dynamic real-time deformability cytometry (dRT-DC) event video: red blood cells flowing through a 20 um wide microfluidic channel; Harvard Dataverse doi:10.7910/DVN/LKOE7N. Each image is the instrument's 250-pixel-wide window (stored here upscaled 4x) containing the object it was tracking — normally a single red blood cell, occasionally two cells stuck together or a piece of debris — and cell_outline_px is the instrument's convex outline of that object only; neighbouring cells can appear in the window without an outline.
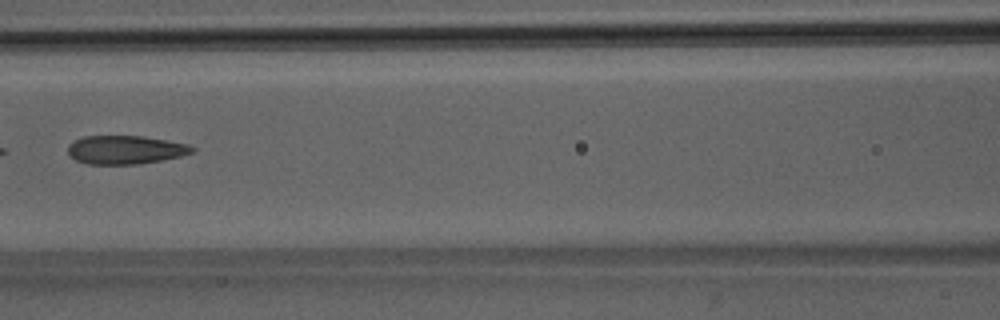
{"species": "Egyptian fruit bat (a non-hibernating species)", "species_latin": "Rousettus aegyptiacus", "temperature_condition": "room temperature", "stored_images_in_passage": 6, "camera_frame_rate_fps": 3000, "um_per_image_px": 0.085, "animal": {"sex": "male"}, "frame": {"image": 1, "passage_image": 6, "time_ms": 5.667, "image_size_px": [1000, 320], "cell_outline_px": [[196, 148], [192, 152], [180, 156], [140, 164], [88, 164], [76, 160], [68, 152], [68, 144], [84, 136], [144, 136], [188, 144]], "centroid_in_image_um": [10.66, 12.73], "position_along_channel_um": 155.9, "area_um2": 20.52}}